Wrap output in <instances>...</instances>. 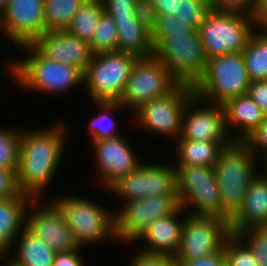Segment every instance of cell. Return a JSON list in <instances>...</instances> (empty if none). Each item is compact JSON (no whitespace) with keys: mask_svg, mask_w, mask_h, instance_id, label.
<instances>
[{"mask_svg":"<svg viewBox=\"0 0 267 266\" xmlns=\"http://www.w3.org/2000/svg\"><path fill=\"white\" fill-rule=\"evenodd\" d=\"M262 164L267 163V115L259 127L244 141Z\"/></svg>","mask_w":267,"mask_h":266,"instance_id":"8d00e7d4","label":"cell"},{"mask_svg":"<svg viewBox=\"0 0 267 266\" xmlns=\"http://www.w3.org/2000/svg\"><path fill=\"white\" fill-rule=\"evenodd\" d=\"M231 235L228 221L214 216L188 214L174 261H189L218 252Z\"/></svg>","mask_w":267,"mask_h":266,"instance_id":"2e32d148","label":"cell"},{"mask_svg":"<svg viewBox=\"0 0 267 266\" xmlns=\"http://www.w3.org/2000/svg\"><path fill=\"white\" fill-rule=\"evenodd\" d=\"M175 266H226L224 247L218 252L189 261H175Z\"/></svg>","mask_w":267,"mask_h":266,"instance_id":"ee69618b","label":"cell"},{"mask_svg":"<svg viewBox=\"0 0 267 266\" xmlns=\"http://www.w3.org/2000/svg\"><path fill=\"white\" fill-rule=\"evenodd\" d=\"M26 228L56 253L80 248L60 210L50 199H33L26 211Z\"/></svg>","mask_w":267,"mask_h":266,"instance_id":"e0dca14e","label":"cell"},{"mask_svg":"<svg viewBox=\"0 0 267 266\" xmlns=\"http://www.w3.org/2000/svg\"><path fill=\"white\" fill-rule=\"evenodd\" d=\"M117 40L116 24L111 16L103 12L89 43L92 54L117 51Z\"/></svg>","mask_w":267,"mask_h":266,"instance_id":"1f68e13d","label":"cell"},{"mask_svg":"<svg viewBox=\"0 0 267 266\" xmlns=\"http://www.w3.org/2000/svg\"><path fill=\"white\" fill-rule=\"evenodd\" d=\"M20 194L13 170L0 168V199L15 197Z\"/></svg>","mask_w":267,"mask_h":266,"instance_id":"b9f144b4","label":"cell"},{"mask_svg":"<svg viewBox=\"0 0 267 266\" xmlns=\"http://www.w3.org/2000/svg\"><path fill=\"white\" fill-rule=\"evenodd\" d=\"M44 57L85 73L92 58L89 44L67 30L46 31L32 44Z\"/></svg>","mask_w":267,"mask_h":266,"instance_id":"ffe728a7","label":"cell"},{"mask_svg":"<svg viewBox=\"0 0 267 266\" xmlns=\"http://www.w3.org/2000/svg\"><path fill=\"white\" fill-rule=\"evenodd\" d=\"M260 167L261 163L245 142L233 141L220 152L214 170L219 189L221 219L230 223L239 213L247 188L261 170Z\"/></svg>","mask_w":267,"mask_h":266,"instance_id":"3957f363","label":"cell"},{"mask_svg":"<svg viewBox=\"0 0 267 266\" xmlns=\"http://www.w3.org/2000/svg\"><path fill=\"white\" fill-rule=\"evenodd\" d=\"M178 84L165 65L154 56L139 58L118 102L132 115L143 104L170 93Z\"/></svg>","mask_w":267,"mask_h":266,"instance_id":"4fadbf2b","label":"cell"},{"mask_svg":"<svg viewBox=\"0 0 267 266\" xmlns=\"http://www.w3.org/2000/svg\"><path fill=\"white\" fill-rule=\"evenodd\" d=\"M117 29V51L139 58L153 56L152 31L136 18L113 19Z\"/></svg>","mask_w":267,"mask_h":266,"instance_id":"484cf974","label":"cell"},{"mask_svg":"<svg viewBox=\"0 0 267 266\" xmlns=\"http://www.w3.org/2000/svg\"><path fill=\"white\" fill-rule=\"evenodd\" d=\"M32 200L24 193L0 199V259L13 248L16 238L26 227V211Z\"/></svg>","mask_w":267,"mask_h":266,"instance_id":"603a6c76","label":"cell"},{"mask_svg":"<svg viewBox=\"0 0 267 266\" xmlns=\"http://www.w3.org/2000/svg\"><path fill=\"white\" fill-rule=\"evenodd\" d=\"M134 16L151 31L156 27L158 17L152 0H135Z\"/></svg>","mask_w":267,"mask_h":266,"instance_id":"60d3db41","label":"cell"},{"mask_svg":"<svg viewBox=\"0 0 267 266\" xmlns=\"http://www.w3.org/2000/svg\"><path fill=\"white\" fill-rule=\"evenodd\" d=\"M174 167L180 207L190 215L220 218V197L214 167Z\"/></svg>","mask_w":267,"mask_h":266,"instance_id":"30bf717a","label":"cell"},{"mask_svg":"<svg viewBox=\"0 0 267 266\" xmlns=\"http://www.w3.org/2000/svg\"><path fill=\"white\" fill-rule=\"evenodd\" d=\"M247 94L258 105L260 110L267 115V80L252 81Z\"/></svg>","mask_w":267,"mask_h":266,"instance_id":"7bdbcfd3","label":"cell"},{"mask_svg":"<svg viewBox=\"0 0 267 266\" xmlns=\"http://www.w3.org/2000/svg\"><path fill=\"white\" fill-rule=\"evenodd\" d=\"M250 83L243 53L239 52L208 59L205 74L193 90L199 99L223 105L247 94Z\"/></svg>","mask_w":267,"mask_h":266,"instance_id":"5b68a950","label":"cell"},{"mask_svg":"<svg viewBox=\"0 0 267 266\" xmlns=\"http://www.w3.org/2000/svg\"><path fill=\"white\" fill-rule=\"evenodd\" d=\"M153 56L179 84L192 87L204 76L208 61L198 30L185 37L162 38L153 47Z\"/></svg>","mask_w":267,"mask_h":266,"instance_id":"9c48e42d","label":"cell"},{"mask_svg":"<svg viewBox=\"0 0 267 266\" xmlns=\"http://www.w3.org/2000/svg\"><path fill=\"white\" fill-rule=\"evenodd\" d=\"M62 119L43 127L20 130L19 165L16 173L20 193L33 199H47L68 148L69 123ZM69 125V128L67 126ZM46 196V197H45Z\"/></svg>","mask_w":267,"mask_h":266,"instance_id":"6da1fadb","label":"cell"},{"mask_svg":"<svg viewBox=\"0 0 267 266\" xmlns=\"http://www.w3.org/2000/svg\"><path fill=\"white\" fill-rule=\"evenodd\" d=\"M104 12L113 19L136 18L135 0H102Z\"/></svg>","mask_w":267,"mask_h":266,"instance_id":"f35d334b","label":"cell"},{"mask_svg":"<svg viewBox=\"0 0 267 266\" xmlns=\"http://www.w3.org/2000/svg\"><path fill=\"white\" fill-rule=\"evenodd\" d=\"M138 56L126 52H103L92 55L84 73V90L91 102H118Z\"/></svg>","mask_w":267,"mask_h":266,"instance_id":"8992f818","label":"cell"},{"mask_svg":"<svg viewBox=\"0 0 267 266\" xmlns=\"http://www.w3.org/2000/svg\"><path fill=\"white\" fill-rule=\"evenodd\" d=\"M54 193L50 201L60 210L64 220L81 248L118 242L115 234L113 208L78 193ZM112 211V212H111Z\"/></svg>","mask_w":267,"mask_h":266,"instance_id":"277c9868","label":"cell"},{"mask_svg":"<svg viewBox=\"0 0 267 266\" xmlns=\"http://www.w3.org/2000/svg\"><path fill=\"white\" fill-rule=\"evenodd\" d=\"M121 135L114 139H103L90 142L91 154H93L94 172H96L97 189L109 190L122 177L136 170L142 163L133 143L128 137ZM141 158V159H140ZM99 183V185L97 184Z\"/></svg>","mask_w":267,"mask_h":266,"instance_id":"5bb4252c","label":"cell"},{"mask_svg":"<svg viewBox=\"0 0 267 266\" xmlns=\"http://www.w3.org/2000/svg\"><path fill=\"white\" fill-rule=\"evenodd\" d=\"M46 31L44 0H10L0 14V50L6 45L1 39L19 48L33 44Z\"/></svg>","mask_w":267,"mask_h":266,"instance_id":"9a60e30c","label":"cell"},{"mask_svg":"<svg viewBox=\"0 0 267 266\" xmlns=\"http://www.w3.org/2000/svg\"><path fill=\"white\" fill-rule=\"evenodd\" d=\"M261 170L267 175V163L261 165Z\"/></svg>","mask_w":267,"mask_h":266,"instance_id":"681fc988","label":"cell"},{"mask_svg":"<svg viewBox=\"0 0 267 266\" xmlns=\"http://www.w3.org/2000/svg\"><path fill=\"white\" fill-rule=\"evenodd\" d=\"M225 125L233 141L244 142L262 123L265 114L248 94L230 99L223 105Z\"/></svg>","mask_w":267,"mask_h":266,"instance_id":"7402d4cb","label":"cell"},{"mask_svg":"<svg viewBox=\"0 0 267 266\" xmlns=\"http://www.w3.org/2000/svg\"><path fill=\"white\" fill-rule=\"evenodd\" d=\"M86 0H44L47 31L67 30Z\"/></svg>","mask_w":267,"mask_h":266,"instance_id":"f546056e","label":"cell"},{"mask_svg":"<svg viewBox=\"0 0 267 266\" xmlns=\"http://www.w3.org/2000/svg\"><path fill=\"white\" fill-rule=\"evenodd\" d=\"M223 247L226 266H257L252 252L236 235L231 234Z\"/></svg>","mask_w":267,"mask_h":266,"instance_id":"d590c367","label":"cell"},{"mask_svg":"<svg viewBox=\"0 0 267 266\" xmlns=\"http://www.w3.org/2000/svg\"><path fill=\"white\" fill-rule=\"evenodd\" d=\"M103 12L102 0H86L73 17L72 23L67 31L89 44Z\"/></svg>","mask_w":267,"mask_h":266,"instance_id":"f1b7e54d","label":"cell"},{"mask_svg":"<svg viewBox=\"0 0 267 266\" xmlns=\"http://www.w3.org/2000/svg\"><path fill=\"white\" fill-rule=\"evenodd\" d=\"M91 104H93L94 108L98 111H96L94 116L87 122L89 124L85 131L88 133L87 136L89 135V141L114 139L124 135L119 129L120 125L117 122L116 114L121 111L128 113V111L119 102L94 101L90 102V105Z\"/></svg>","mask_w":267,"mask_h":266,"instance_id":"4316f807","label":"cell"},{"mask_svg":"<svg viewBox=\"0 0 267 266\" xmlns=\"http://www.w3.org/2000/svg\"><path fill=\"white\" fill-rule=\"evenodd\" d=\"M235 235L252 252L257 266H267V227H251Z\"/></svg>","mask_w":267,"mask_h":266,"instance_id":"d6a6232c","label":"cell"},{"mask_svg":"<svg viewBox=\"0 0 267 266\" xmlns=\"http://www.w3.org/2000/svg\"><path fill=\"white\" fill-rule=\"evenodd\" d=\"M210 9L215 12H235L254 16L257 0H209Z\"/></svg>","mask_w":267,"mask_h":266,"instance_id":"74e56055","label":"cell"},{"mask_svg":"<svg viewBox=\"0 0 267 266\" xmlns=\"http://www.w3.org/2000/svg\"><path fill=\"white\" fill-rule=\"evenodd\" d=\"M242 53L250 81L267 80V31L256 29Z\"/></svg>","mask_w":267,"mask_h":266,"instance_id":"83f0119b","label":"cell"},{"mask_svg":"<svg viewBox=\"0 0 267 266\" xmlns=\"http://www.w3.org/2000/svg\"><path fill=\"white\" fill-rule=\"evenodd\" d=\"M1 266H9L3 259H0Z\"/></svg>","mask_w":267,"mask_h":266,"instance_id":"f907efd6","label":"cell"},{"mask_svg":"<svg viewBox=\"0 0 267 266\" xmlns=\"http://www.w3.org/2000/svg\"><path fill=\"white\" fill-rule=\"evenodd\" d=\"M255 30L253 16L212 10L198 29L207 59L243 52Z\"/></svg>","mask_w":267,"mask_h":266,"instance_id":"ba28073f","label":"cell"},{"mask_svg":"<svg viewBox=\"0 0 267 266\" xmlns=\"http://www.w3.org/2000/svg\"><path fill=\"white\" fill-rule=\"evenodd\" d=\"M192 86L178 84L170 93L143 104L131 117L139 132L167 138L172 144L180 137L182 115L194 97ZM136 124V125H134Z\"/></svg>","mask_w":267,"mask_h":266,"instance_id":"52a82bcc","label":"cell"},{"mask_svg":"<svg viewBox=\"0 0 267 266\" xmlns=\"http://www.w3.org/2000/svg\"><path fill=\"white\" fill-rule=\"evenodd\" d=\"M83 249L80 247L75 251L56 253L52 266H83L87 262L81 254Z\"/></svg>","mask_w":267,"mask_h":266,"instance_id":"f6af8a7d","label":"cell"},{"mask_svg":"<svg viewBox=\"0 0 267 266\" xmlns=\"http://www.w3.org/2000/svg\"><path fill=\"white\" fill-rule=\"evenodd\" d=\"M187 215V212L180 207L175 213L153 221L134 240L132 245L143 243L139 249L137 248V251L174 258L180 248L183 223Z\"/></svg>","mask_w":267,"mask_h":266,"instance_id":"d6986e66","label":"cell"},{"mask_svg":"<svg viewBox=\"0 0 267 266\" xmlns=\"http://www.w3.org/2000/svg\"><path fill=\"white\" fill-rule=\"evenodd\" d=\"M56 252L26 227L3 257L9 266H52Z\"/></svg>","mask_w":267,"mask_h":266,"instance_id":"cb8c5ba5","label":"cell"},{"mask_svg":"<svg viewBox=\"0 0 267 266\" xmlns=\"http://www.w3.org/2000/svg\"><path fill=\"white\" fill-rule=\"evenodd\" d=\"M11 126H0V168L10 169L17 173L21 127Z\"/></svg>","mask_w":267,"mask_h":266,"instance_id":"4dcf8cb0","label":"cell"},{"mask_svg":"<svg viewBox=\"0 0 267 266\" xmlns=\"http://www.w3.org/2000/svg\"><path fill=\"white\" fill-rule=\"evenodd\" d=\"M178 139L233 141L226 129L224 107L205 102L194 96L184 109Z\"/></svg>","mask_w":267,"mask_h":266,"instance_id":"ac0fdd59","label":"cell"},{"mask_svg":"<svg viewBox=\"0 0 267 266\" xmlns=\"http://www.w3.org/2000/svg\"><path fill=\"white\" fill-rule=\"evenodd\" d=\"M127 266H175L174 258L166 255H149L137 250L132 252Z\"/></svg>","mask_w":267,"mask_h":266,"instance_id":"ab89813d","label":"cell"},{"mask_svg":"<svg viewBox=\"0 0 267 266\" xmlns=\"http://www.w3.org/2000/svg\"><path fill=\"white\" fill-rule=\"evenodd\" d=\"M210 10L209 0H178L174 17L198 30Z\"/></svg>","mask_w":267,"mask_h":266,"instance_id":"e575fe53","label":"cell"},{"mask_svg":"<svg viewBox=\"0 0 267 266\" xmlns=\"http://www.w3.org/2000/svg\"><path fill=\"white\" fill-rule=\"evenodd\" d=\"M253 19L256 29L267 31V0H257Z\"/></svg>","mask_w":267,"mask_h":266,"instance_id":"7dc6e473","label":"cell"},{"mask_svg":"<svg viewBox=\"0 0 267 266\" xmlns=\"http://www.w3.org/2000/svg\"><path fill=\"white\" fill-rule=\"evenodd\" d=\"M170 162L145 161L134 171L122 177L109 190L119 203L141 200L161 195H178L176 192V170Z\"/></svg>","mask_w":267,"mask_h":266,"instance_id":"8fae6325","label":"cell"},{"mask_svg":"<svg viewBox=\"0 0 267 266\" xmlns=\"http://www.w3.org/2000/svg\"><path fill=\"white\" fill-rule=\"evenodd\" d=\"M18 49L23 53L22 58L9 53V58L0 61V81L10 78L18 92L56 97L80 86L84 88V73L80 69L44 57L32 44Z\"/></svg>","mask_w":267,"mask_h":266,"instance_id":"7a4b0ae2","label":"cell"},{"mask_svg":"<svg viewBox=\"0 0 267 266\" xmlns=\"http://www.w3.org/2000/svg\"><path fill=\"white\" fill-rule=\"evenodd\" d=\"M114 208L117 241L131 246L149 224L175 213L180 204L178 195H161L118 203Z\"/></svg>","mask_w":267,"mask_h":266,"instance_id":"7c38bea8","label":"cell"},{"mask_svg":"<svg viewBox=\"0 0 267 266\" xmlns=\"http://www.w3.org/2000/svg\"><path fill=\"white\" fill-rule=\"evenodd\" d=\"M196 31L190 24H186L174 16H160L156 27L152 30L153 47L162 38L185 37Z\"/></svg>","mask_w":267,"mask_h":266,"instance_id":"836d02e7","label":"cell"},{"mask_svg":"<svg viewBox=\"0 0 267 266\" xmlns=\"http://www.w3.org/2000/svg\"><path fill=\"white\" fill-rule=\"evenodd\" d=\"M10 0H0V14L8 6Z\"/></svg>","mask_w":267,"mask_h":266,"instance_id":"c3c4849f","label":"cell"},{"mask_svg":"<svg viewBox=\"0 0 267 266\" xmlns=\"http://www.w3.org/2000/svg\"><path fill=\"white\" fill-rule=\"evenodd\" d=\"M232 142L177 139L171 146V161L173 165L214 167L220 152Z\"/></svg>","mask_w":267,"mask_h":266,"instance_id":"d4e9b609","label":"cell"},{"mask_svg":"<svg viewBox=\"0 0 267 266\" xmlns=\"http://www.w3.org/2000/svg\"><path fill=\"white\" fill-rule=\"evenodd\" d=\"M157 17L175 16L177 13L178 0H152Z\"/></svg>","mask_w":267,"mask_h":266,"instance_id":"bcb514c9","label":"cell"},{"mask_svg":"<svg viewBox=\"0 0 267 266\" xmlns=\"http://www.w3.org/2000/svg\"><path fill=\"white\" fill-rule=\"evenodd\" d=\"M230 233L267 227V175L260 170L252 179L239 213L230 221Z\"/></svg>","mask_w":267,"mask_h":266,"instance_id":"44dd1931","label":"cell"}]
</instances>
